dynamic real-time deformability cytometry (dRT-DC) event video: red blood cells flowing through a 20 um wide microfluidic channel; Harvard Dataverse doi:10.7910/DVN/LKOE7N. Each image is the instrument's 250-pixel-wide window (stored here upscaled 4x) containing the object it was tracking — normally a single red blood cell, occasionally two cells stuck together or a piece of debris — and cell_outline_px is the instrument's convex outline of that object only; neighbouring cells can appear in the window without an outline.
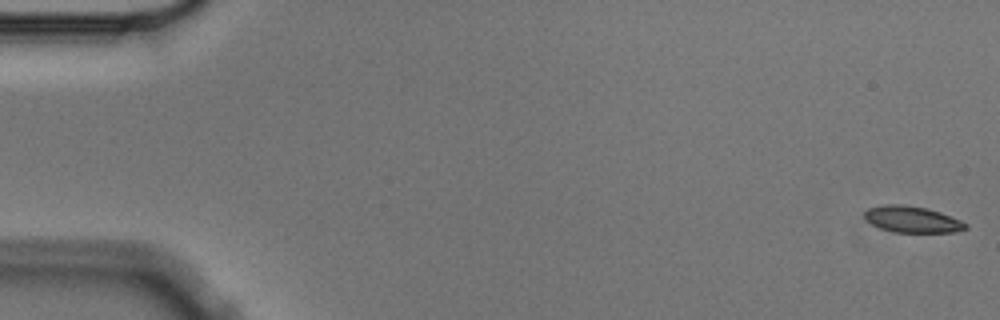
{"species": "Egyptian fruit bat (a non-hibernating species)", "species_latin": "Rousettus aegyptiacus", "temperature_condition": "cold", "stored_images_in_passage": 5, "camera_frame_rate_fps": 3000, "um_per_image_px": 0.085, "animal": {"sex": "male"}, "frame": {"image": 1, "passage_image": 1, "time_ms": 0.0, "image_size_px": [1000, 320], "cell_outline_px": [[968, 228], [956, 232], [892, 232], [880, 228], [872, 224], [864, 216], [864, 212], [868, 208], [884, 204], [904, 204], [924, 208], [940, 212], [960, 220], [968, 224]], "centroid_in_image_um": [77.53, 18.65], "position_along_channel_um": 7.5, "area_um2": 15.49}}
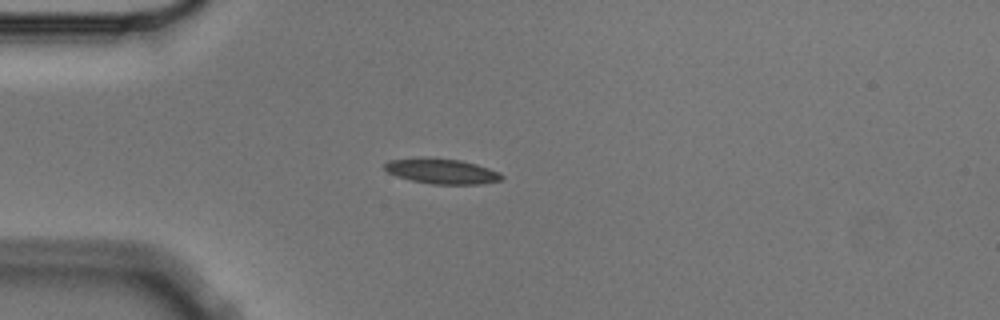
{"frame": {"image": 2, "passage_image": 5, "time_ms": 1.333, "image_size_px": [1000, 320], "cell_outline_px": [[504, 176], [500, 180], [480, 184], [432, 184], [412, 180], [396, 176], [388, 172], [384, 168], [384, 164], [388, 160], [460, 160], [476, 164], [500, 172]], "centroid_in_image_um": [37.61, 14.6], "position_along_channel_um": 47.4, "area_um2": 16.3}}